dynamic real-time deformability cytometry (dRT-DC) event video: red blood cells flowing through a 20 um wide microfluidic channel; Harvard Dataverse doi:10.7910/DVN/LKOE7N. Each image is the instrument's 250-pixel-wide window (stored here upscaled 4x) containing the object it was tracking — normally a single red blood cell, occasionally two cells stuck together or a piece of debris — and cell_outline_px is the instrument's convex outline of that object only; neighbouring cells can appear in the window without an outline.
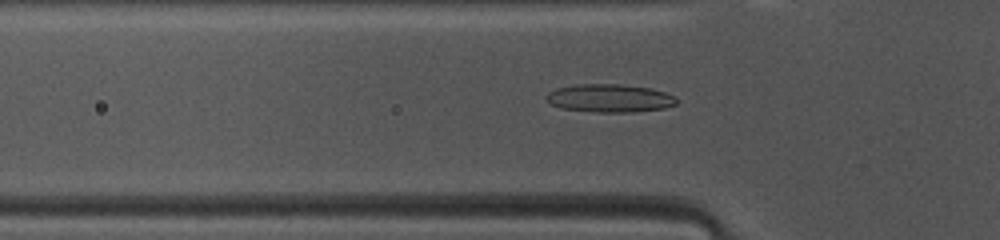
{"species": "common noctule bat (a hibernating species)", "species_latin": "Nyctalus noctula", "temperature_condition": "warm", "stored_images_in_passage": 42, "camera_frame_rate_fps": 3000, "um_per_image_px": 0.085, "animal": {"sex": "female", "body_mass_g": 10.0, "forearm_length_mm": 53.1}, "frame": {"image": 1, "passage_image": 13, "time_ms": 4.0, "image_size_px": [1000, 240], "cell_outline_px": [[676, 104], [664, 108], [632, 112], [596, 112], [560, 108], [552, 104], [544, 96], [548, 92], [556, 88], [576, 84], [620, 84], [648, 88], [664, 92], [672, 96], [676, 100]], "centroid_in_image_um": [51.77, 8.34], "position_along_channel_um": 74.0, "area_um2": 21.15}}
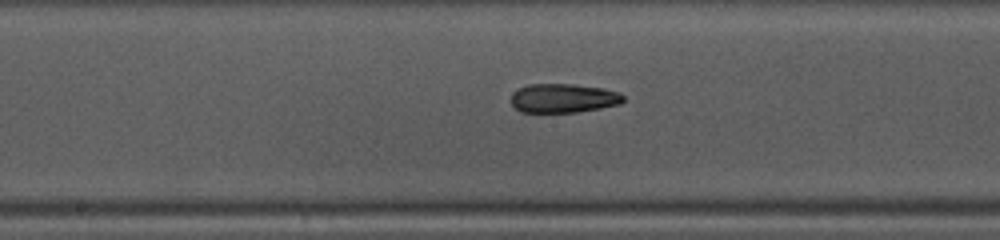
{"frame": {"image": 2, "passage_image": 22, "time_ms": 7.0, "image_size_px": [1000, 240], "cell_outline_px": [[624, 100], [620, 104], [600, 108], [576, 112], [520, 112], [512, 104], [512, 92], [528, 84], [572, 84], [604, 88], [620, 92], [624, 96]], "centroid_in_image_um": [47.9, 8.34], "position_along_channel_um": 200.3, "area_um2": 19.02}}
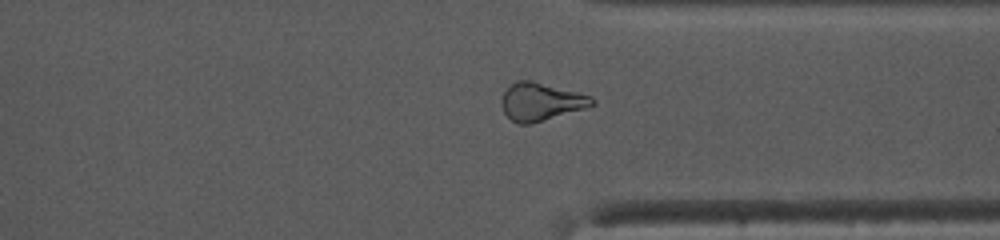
{"frame": {"image": 3, "passage_image": 34, "time_ms": 11.0, "image_size_px": [1000, 240], "cell_outline_px": [[596, 104], [584, 108], [532, 124], [516, 124], [504, 112], [500, 100], [504, 92], [516, 80], [532, 80], [592, 96], [596, 100]], "centroid_in_image_um": [45.97, 8.64], "position_along_channel_um": 365.4, "area_um2": 19.94}, "authors_computed_cell_mechanics": {"area_um2": 19.8543, "velocity_mm_per_s": 4.1533, "shape_relaxation_time_tau1_ms": 5.3675, "shape_relaxation_time_tau2_ms": 5.1955, "deformation_change_tau1": 0.1581, "deformation_change_tau2": 0.1633}}